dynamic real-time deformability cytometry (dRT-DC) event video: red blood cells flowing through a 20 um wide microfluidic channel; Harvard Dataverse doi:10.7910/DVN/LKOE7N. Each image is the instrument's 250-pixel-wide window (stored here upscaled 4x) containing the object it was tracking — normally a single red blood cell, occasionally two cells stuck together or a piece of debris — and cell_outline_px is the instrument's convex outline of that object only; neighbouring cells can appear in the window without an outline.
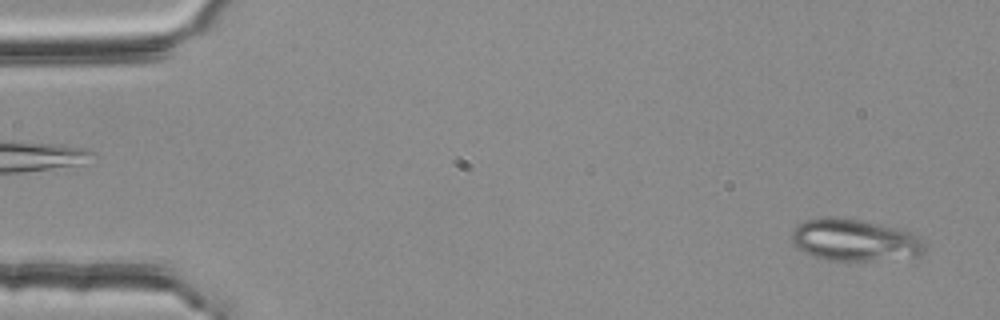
{"species": "common noctule bat (a hibernating species)", "species_latin": "Nyctalus noctula", "temperature_condition": "room temperature", "stored_images_in_passage": 52, "camera_frame_rate_fps": 3000, "um_per_image_px": 0.085, "animal": {"sex": "female", "body_mass_g": 25.1}, "frame": {"image": 1, "passage_image": 2, "time_ms": 0.333, "image_size_px": [1000, 320], "cell_outline_px": [[928, 244], [924, 252], [920, 256], [872, 260], [824, 260], [812, 256], [796, 248], [792, 244], [792, 228], [796, 224], [804, 220], [820, 216], [836, 216], [860, 220], [900, 228], [920, 236]], "centroid_in_image_um": [72.63, 20.39], "position_along_channel_um": 12.4, "area_um2": 33.29}}
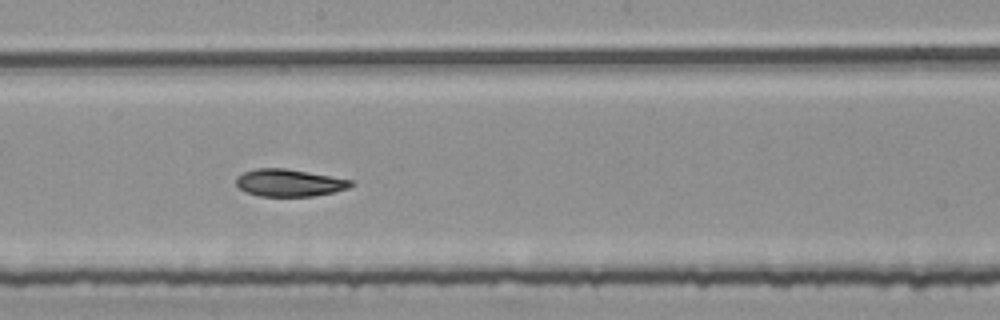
{"frame": {"image": 2, "passage_image": 29, "time_ms": 9.333, "image_size_px": [1000, 320], "cell_outline_px": [[356, 184], [348, 188], [332, 192], [312, 196], [260, 196], [244, 192], [236, 184], [236, 176], [244, 172], [256, 168], [284, 168], [308, 172], [352, 180]], "centroid_in_image_um": [24.56, 15.54], "position_along_channel_um": 223.6, "area_um2": 18.21}}
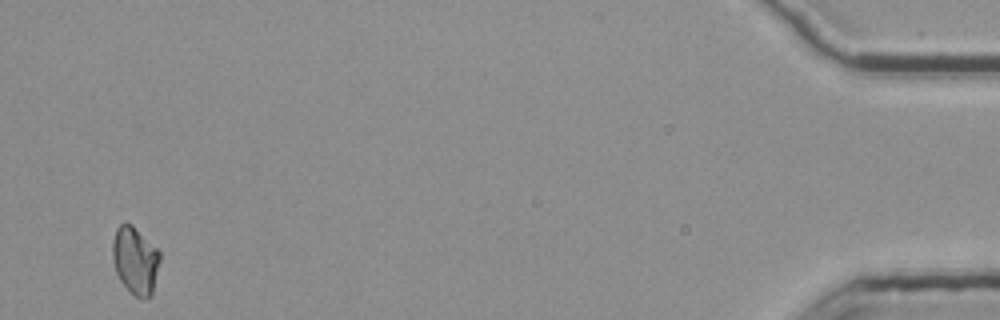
{"frame": {"image": 3, "passage_image": 52, "time_ms": 17.0, "image_size_px": [1000, 320], "cell_outline_px": [[160, 260], [152, 296], [136, 296], [120, 280], [116, 272], [112, 260], [112, 244], [116, 228], [120, 224], [132, 224], [160, 252]], "centroid_in_image_um": [11.49, 22.11], "position_along_channel_um": 423.7, "area_um2": 18.32}, "authors_computed_cell_mechanics": {"area_um2": 18.9295, "velocity_mm_per_s": 3.7608, "shape_relaxation_time_tau1_ms": null, "shape_relaxation_time_tau2_ms": 7.13, "deformation_change_tau1": null, "deformation_change_tau2": 0.1068}}